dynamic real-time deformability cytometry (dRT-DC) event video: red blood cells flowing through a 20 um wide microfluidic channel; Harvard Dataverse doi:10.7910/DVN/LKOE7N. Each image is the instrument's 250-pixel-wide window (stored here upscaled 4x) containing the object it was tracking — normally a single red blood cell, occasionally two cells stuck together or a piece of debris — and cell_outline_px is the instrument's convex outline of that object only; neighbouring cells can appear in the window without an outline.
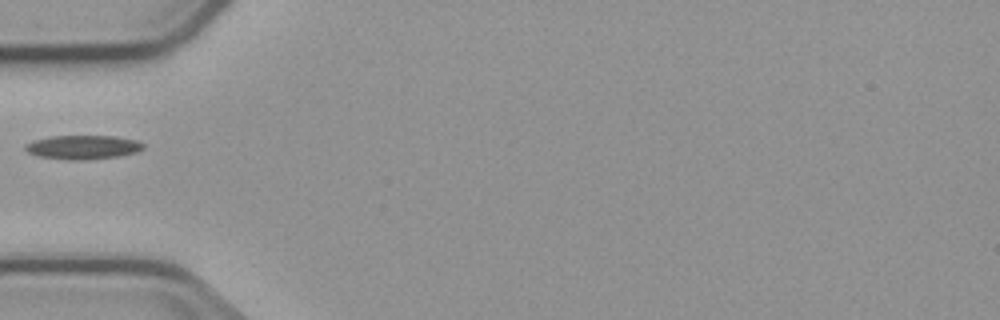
{"species": "common noctule bat (a hibernating species)", "species_latin": "Nyctalus noctula", "temperature_condition": "cold", "stored_images_in_passage": 2, "camera_frame_rate_fps": 3000, "um_per_image_px": 0.085, "animal": {"sex": "male", "body_mass_g": 23.1, "forearm_length_mm": 52.7}, "frame": {"image": 1, "passage_image": 1, "time_ms": 0.0, "image_size_px": [1000, 320], "cell_outline_px": [[144, 148], [136, 152], [120, 156], [80, 160], [68, 160], [40, 156], [28, 152], [24, 148], [24, 144], [32, 140], [48, 136], [116, 136], [136, 140], [144, 144]], "centroid_in_image_um": [7.03, 12.5], "position_along_channel_um": 78.0, "area_um2": 16.53}}
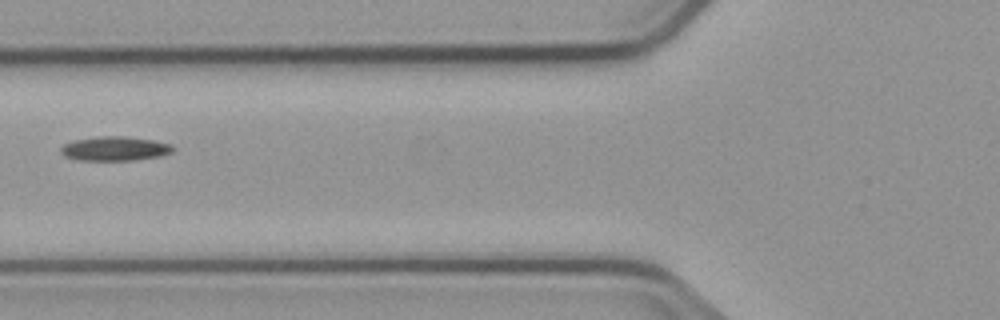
{"frame": {"image": 2, "passage_image": 2, "time_ms": 1.0, "image_size_px": [1000, 320], "cell_outline_px": [[172, 152], [160, 156], [132, 160], [80, 160], [64, 156], [60, 152], [60, 148], [64, 144], [72, 140], [96, 136], [128, 136], [152, 140], [172, 144]], "centroid_in_image_um": [9.72, 12.62], "position_along_channel_um": 116.1, "area_um2": 15.9}}